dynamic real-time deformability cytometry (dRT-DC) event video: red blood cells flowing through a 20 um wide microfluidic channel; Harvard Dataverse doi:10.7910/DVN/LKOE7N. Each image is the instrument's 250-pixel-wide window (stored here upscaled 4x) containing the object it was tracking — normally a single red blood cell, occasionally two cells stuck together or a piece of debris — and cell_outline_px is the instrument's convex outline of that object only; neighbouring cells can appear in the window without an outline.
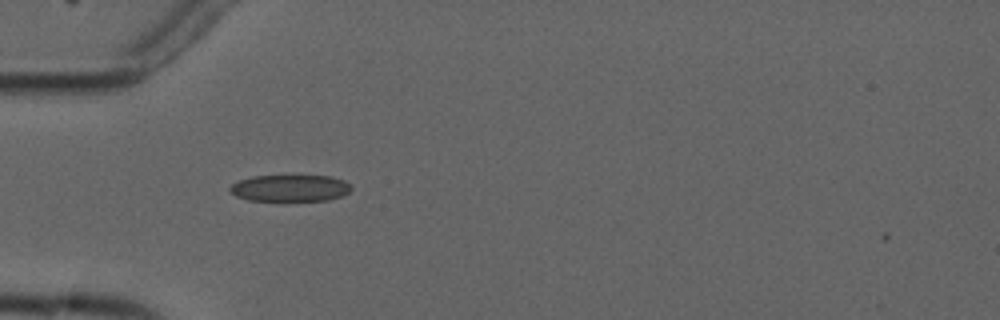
{"species": "common noctule bat (a hibernating species)", "species_latin": "Nyctalus noctula", "temperature_condition": "cold", "stored_images_in_passage": 2, "camera_frame_rate_fps": 3000, "um_per_image_px": 0.085, "animal": {"sex": "male", "forearm_length_mm": 52.5}, "frame": {"image": 1, "passage_image": 1, "time_ms": 0.0, "image_size_px": [1000, 320], "cell_outline_px": [[352, 188], [348, 192], [340, 196], [328, 200], [284, 204], [248, 200], [236, 196], [228, 188], [232, 184], [240, 180], [252, 176], [332, 176], [344, 180], [352, 184]], "centroid_in_image_um": [24.66, 16.04], "position_along_channel_um": 60.3, "area_um2": 19.88}}
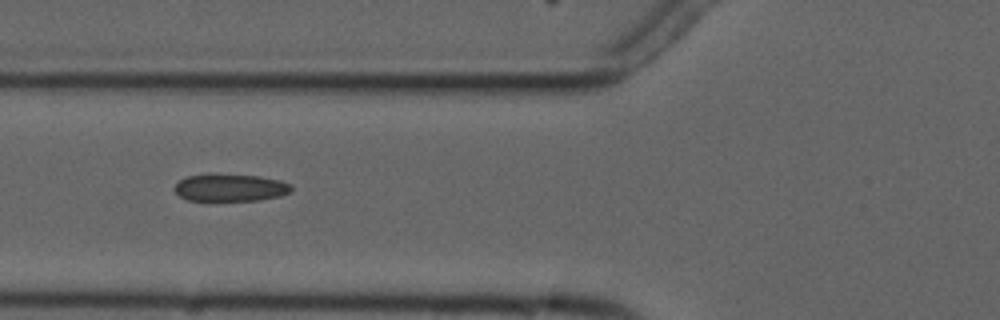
{"frame": {"image": 2, "passage_image": 2, "time_ms": 1.333, "image_size_px": [1000, 320], "cell_outline_px": [[292, 192], [280, 196], [260, 200], [188, 200], [180, 196], [172, 188], [184, 176], [208, 172], [260, 176], [280, 180], [292, 184]], "centroid_in_image_um": [19.56, 15.91], "position_along_channel_um": 106.2, "area_um2": 19.19}}